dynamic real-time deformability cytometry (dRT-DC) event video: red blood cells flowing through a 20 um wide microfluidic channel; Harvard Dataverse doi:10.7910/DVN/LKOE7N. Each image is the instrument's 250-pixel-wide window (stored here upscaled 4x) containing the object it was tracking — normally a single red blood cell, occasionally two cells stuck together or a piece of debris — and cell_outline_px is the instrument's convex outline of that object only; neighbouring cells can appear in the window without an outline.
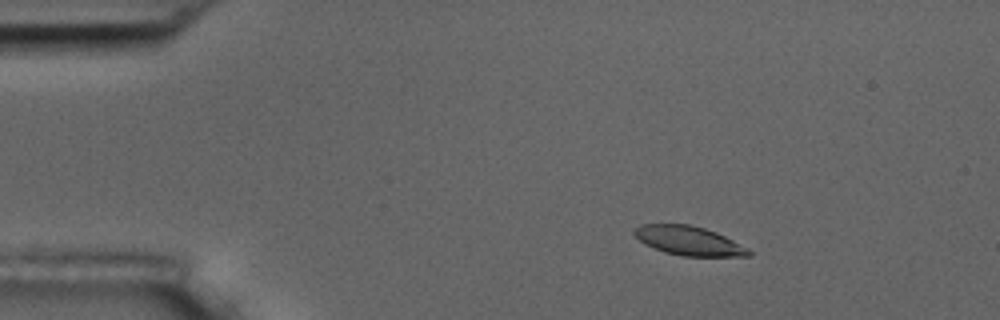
{"species": "common noctule bat (a hibernating species)", "species_latin": "Nyctalus noctula", "temperature_condition": "room temperature", "stored_images_in_passage": 4, "camera_frame_rate_fps": 3000, "um_per_image_px": 0.085, "animal": {"sex": "male", "body_mass_g": 17.5, "forearm_length_mm": 52.3}, "frame": {"image": 1, "passage_image": 2, "time_ms": 1.333, "image_size_px": [1000, 320], "cell_outline_px": [[752, 256], [684, 256], [664, 252], [644, 244], [632, 232], [632, 228], [640, 224], [692, 224], [716, 232], [748, 248], [752, 252]], "centroid_in_image_um": [58.52, 20.45], "position_along_channel_um": 26.5, "area_um2": 19.48}}